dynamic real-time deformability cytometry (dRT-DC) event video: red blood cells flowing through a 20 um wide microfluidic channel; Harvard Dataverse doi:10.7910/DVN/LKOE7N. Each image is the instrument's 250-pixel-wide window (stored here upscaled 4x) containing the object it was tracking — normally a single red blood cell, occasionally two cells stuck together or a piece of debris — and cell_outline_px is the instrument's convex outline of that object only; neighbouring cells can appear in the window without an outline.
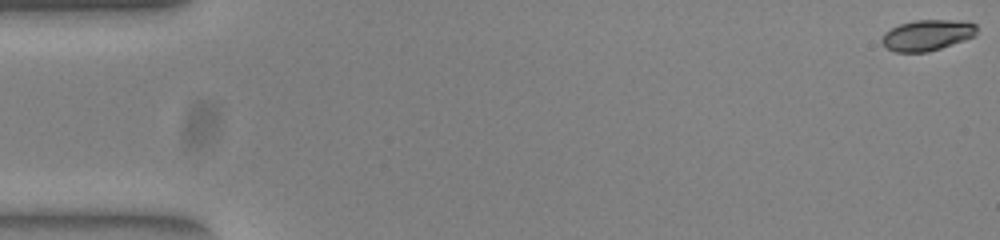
{"species": "common noctule bat (a hibernating species)", "species_latin": "Nyctalus noctula", "temperature_condition": "warm", "stored_images_in_passage": 26, "camera_frame_rate_fps": 3000, "um_per_image_px": 0.085, "animal": {"sex": "female", "body_mass_g": 23.0, "forearm_length_mm": 53.4}, "frame": {"image": 1, "passage_image": 1, "time_ms": 0.0, "image_size_px": [1000, 240], "cell_outline_px": [[976, 36], [928, 52], [892, 52], [884, 48], [880, 44], [880, 40], [884, 32], [900, 24], [916, 20], [968, 20], [976, 24]], "centroid_in_image_um": [78.78, 2.99], "position_along_channel_um": 6.2, "area_um2": 17.4}}
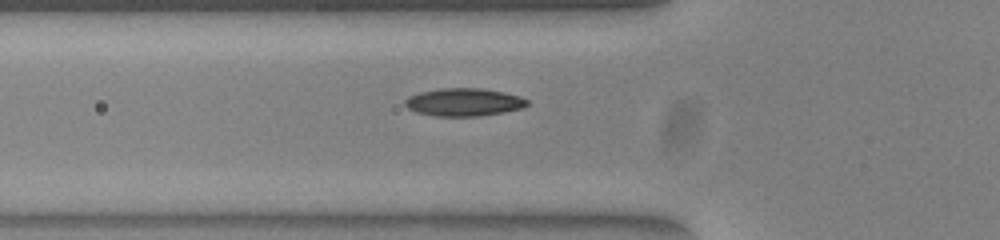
{"frame": {"image": 2, "passage_image": 19, "time_ms": 6.0, "image_size_px": [1000, 240], "cell_outline_px": [[528, 104], [524, 108], [504, 112], [480, 116], [436, 116], [416, 112], [408, 108], [404, 104], [404, 100], [408, 96], [420, 92], [440, 88], [480, 88], [504, 92], [520, 96], [528, 100]], "centroid_in_image_um": [39.43, 8.68], "position_along_channel_um": 86.4, "area_um2": 19.94}}
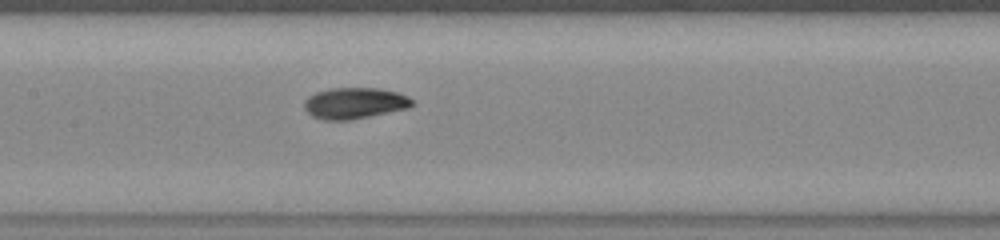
{"frame": {"image": 3, "passage_image": 26, "time_ms": 8.333, "image_size_px": [1000, 240], "cell_outline_px": [[416, 104], [408, 108], [348, 120], [324, 120], [312, 116], [304, 108], [304, 100], [308, 96], [316, 92], [332, 88], [380, 88], [396, 92], [408, 96]], "centroid_in_image_um": [30.13, 8.76], "position_along_channel_um": 177.3, "area_um2": 19.54}}